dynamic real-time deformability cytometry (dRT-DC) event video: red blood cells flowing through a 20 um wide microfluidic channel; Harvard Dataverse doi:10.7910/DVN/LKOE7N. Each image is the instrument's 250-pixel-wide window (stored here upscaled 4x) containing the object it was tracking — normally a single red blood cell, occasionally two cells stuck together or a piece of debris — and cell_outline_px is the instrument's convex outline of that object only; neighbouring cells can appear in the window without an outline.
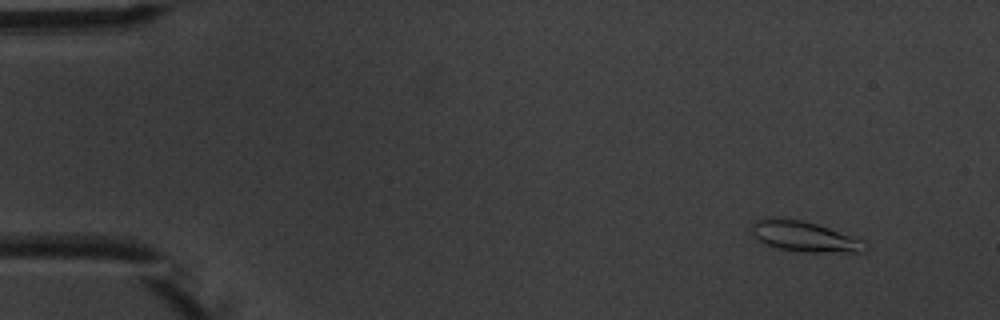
{"species": "common noctule bat (a hibernating species)", "species_latin": "Nyctalus noctula", "temperature_condition": "warm", "stored_images_in_passage": 4, "camera_frame_rate_fps": 3000, "um_per_image_px": 0.085, "animal": {"sex": "male", "body_mass_g": 20.1, "forearm_length_mm": 53.5}, "frame": {"image": 1, "passage_image": 1, "time_ms": 0.0, "image_size_px": [1000, 320], "cell_outline_px": [[868, 248], [864, 252], [804, 252], [780, 248], [764, 244], [752, 236], [752, 224], [756, 220], [804, 220], [868, 240]], "centroid_in_image_um": [68.51, 20.14], "position_along_channel_um": 16.5, "area_um2": 20.0}}
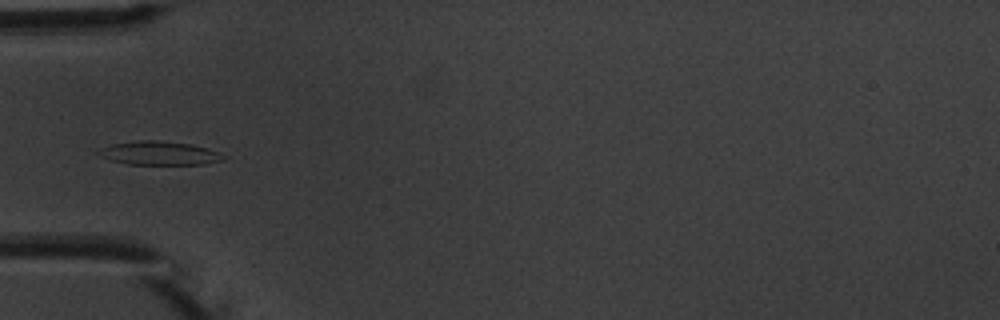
{"frame": {"image": 2, "passage_image": 4, "time_ms": 4.333, "image_size_px": [1000, 320], "cell_outline_px": [[228, 156], [224, 160], [204, 164], [128, 164], [112, 160], [100, 156], [96, 152], [100, 148], [112, 144], [140, 140], [156, 140], [192, 144], [208, 148]], "centroid_in_image_um": [13.57, 13.01], "position_along_channel_um": 71.4, "area_um2": 17.22}}